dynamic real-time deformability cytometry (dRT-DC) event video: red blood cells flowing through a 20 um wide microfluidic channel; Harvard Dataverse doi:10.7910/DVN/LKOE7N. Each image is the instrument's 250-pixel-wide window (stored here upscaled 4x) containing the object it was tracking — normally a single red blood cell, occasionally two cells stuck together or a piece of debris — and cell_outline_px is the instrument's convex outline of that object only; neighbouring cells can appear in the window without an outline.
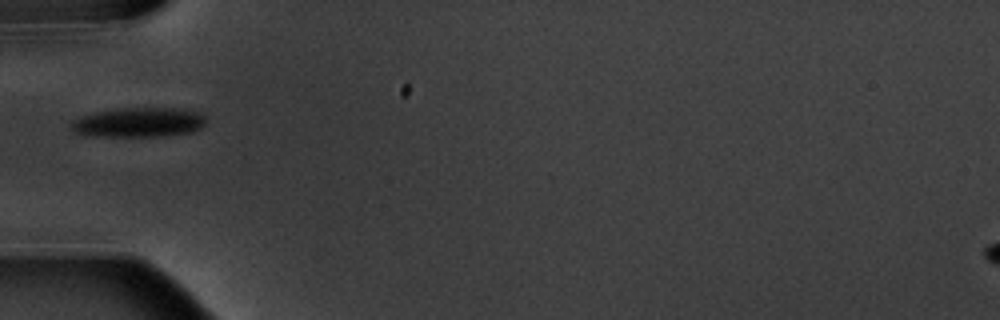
{"species": "common noctule bat (a hibernating species)", "species_latin": "Nyctalus noctula", "temperature_condition": "warm", "stored_images_in_passage": 11, "camera_frame_rate_fps": 3000, "um_per_image_px": 0.085, "animal": {"sex": "male", "body_mass_g": 20.1, "forearm_length_mm": 53.5}, "frame": {"image": 1, "passage_image": 5, "time_ms": 5.667, "image_size_px": [1000, 320], "cell_outline_px": [[204, 124], [200, 128], [192, 132], [156, 136], [92, 136], [76, 132], [68, 128], [68, 124], [72, 120], [80, 116], [92, 112], [116, 108], [176, 108], [200, 112], [204, 116]], "centroid_in_image_um": [11.71, 10.39], "position_along_channel_um": 73.3, "area_um2": 23.41}}
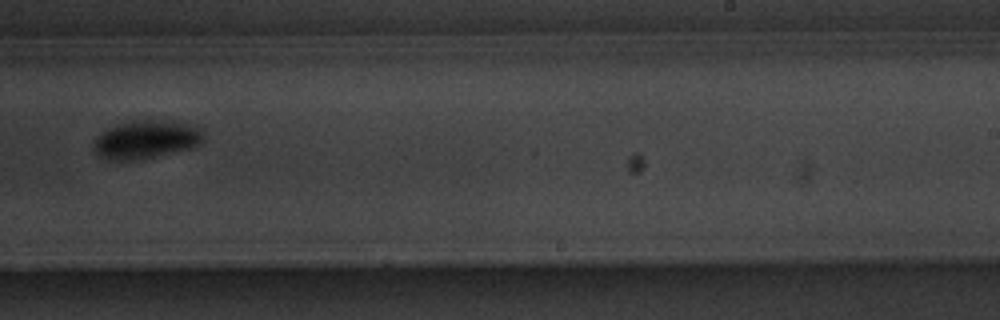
{"frame": {"image": 2, "passage_image": 10, "time_ms": 11.333, "image_size_px": [1000, 320], "cell_outline_px": [[200, 144], [192, 148], [136, 160], [112, 160], [100, 156], [96, 152], [96, 136], [100, 132], [116, 124], [132, 120], [160, 120], [196, 124], [200, 128]], "centroid_in_image_um": [12.42, 11.83], "position_along_channel_um": 276.6, "area_um2": 24.22}}